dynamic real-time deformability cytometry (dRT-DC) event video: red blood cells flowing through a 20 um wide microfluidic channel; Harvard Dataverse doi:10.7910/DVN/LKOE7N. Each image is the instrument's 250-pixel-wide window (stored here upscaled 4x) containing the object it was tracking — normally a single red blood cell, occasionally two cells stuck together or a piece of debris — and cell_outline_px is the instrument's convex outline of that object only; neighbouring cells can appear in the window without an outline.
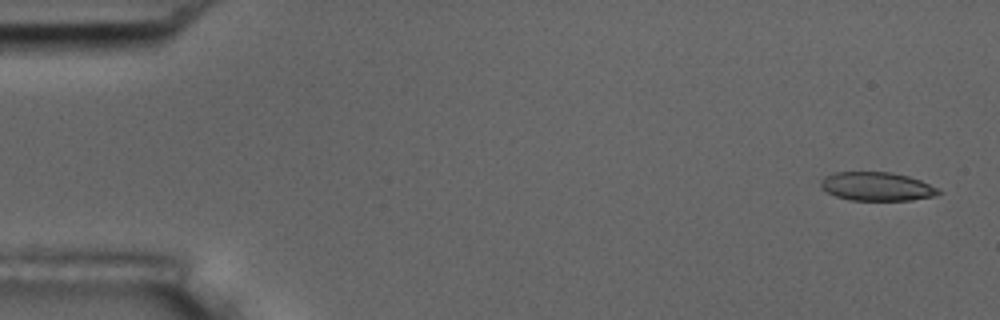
{"species": "common noctule bat (a hibernating species)", "species_latin": "Nyctalus noctula", "temperature_condition": "room temperature", "stored_images_in_passage": 5, "camera_frame_rate_fps": 3000, "um_per_image_px": 0.085, "animal": {"sex": "male", "body_mass_g": 17.5, "forearm_length_mm": 52.3}, "frame": {"image": 1, "passage_image": 1, "time_ms": 0.0, "image_size_px": [1000, 320], "cell_outline_px": [[944, 192], [936, 196], [912, 200], [848, 200], [836, 196], [820, 188], [820, 180], [824, 176], [832, 172], [892, 172], [908, 176], [920, 180]], "centroid_in_image_um": [74.51, 15.85], "position_along_channel_um": 10.5, "area_um2": 19.83}}
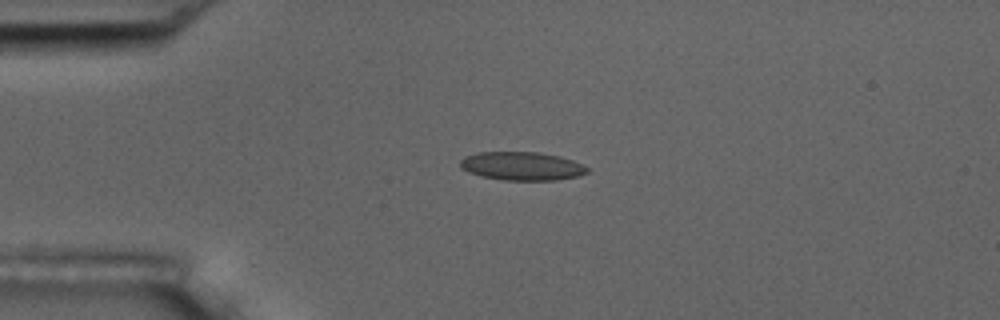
{"frame": {"image": 2, "passage_image": 4, "time_ms": 3.667, "image_size_px": [1000, 320], "cell_outline_px": [[588, 172], [580, 176], [556, 180], [504, 180], [480, 176], [468, 172], [460, 168], [460, 160], [464, 156], [480, 152], [540, 152], [560, 156], [572, 160], [588, 168]], "centroid_in_image_um": [44.34, 14.12], "position_along_channel_um": 40.7, "area_um2": 21.15}}